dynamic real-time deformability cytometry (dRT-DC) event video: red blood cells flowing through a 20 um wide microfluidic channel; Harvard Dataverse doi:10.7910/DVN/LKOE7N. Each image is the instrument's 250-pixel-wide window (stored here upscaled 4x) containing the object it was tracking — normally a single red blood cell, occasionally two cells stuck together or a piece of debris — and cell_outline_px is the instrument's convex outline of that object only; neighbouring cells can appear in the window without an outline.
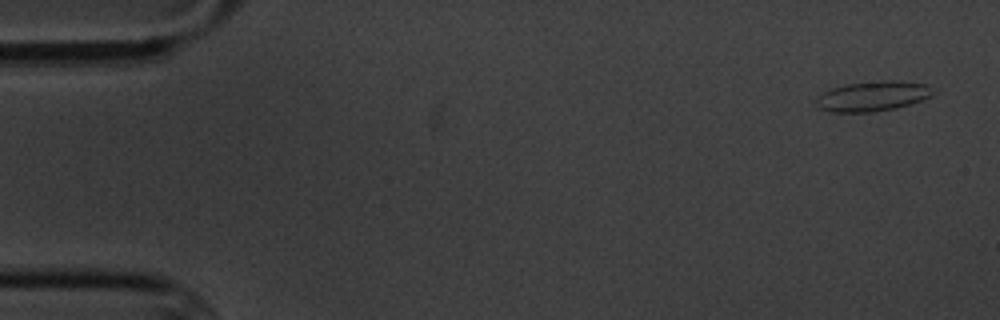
{"species": "common noctule bat (a hibernating species)", "species_latin": "Nyctalus noctula", "temperature_condition": "cold", "stored_images_in_passage": 5, "camera_frame_rate_fps": 3000, "um_per_image_px": 0.085, "animal": {"sex": "male", "body_mass_g": 20.1, "forearm_length_mm": 53.5}, "frame": {"image": 1, "passage_image": 1, "time_ms": 0.0, "image_size_px": [1000, 320], "cell_outline_px": [[936, 92], [932, 96], [896, 108], [868, 112], [828, 112], [816, 108], [816, 100], [824, 92], [832, 88], [848, 84], [880, 80], [892, 80], [928, 84]], "centroid_in_image_um": [74.18, 8.17], "position_along_channel_um": 10.8, "area_um2": 20.4}}